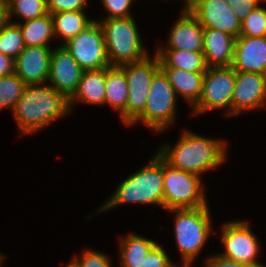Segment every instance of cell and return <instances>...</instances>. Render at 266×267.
Instances as JSON below:
<instances>
[{
    "label": "cell",
    "mask_w": 266,
    "mask_h": 267,
    "mask_svg": "<svg viewBox=\"0 0 266 267\" xmlns=\"http://www.w3.org/2000/svg\"><path fill=\"white\" fill-rule=\"evenodd\" d=\"M12 73H14V59L0 53V77H5Z\"/></svg>",
    "instance_id": "d590c367"
},
{
    "label": "cell",
    "mask_w": 266,
    "mask_h": 267,
    "mask_svg": "<svg viewBox=\"0 0 266 267\" xmlns=\"http://www.w3.org/2000/svg\"><path fill=\"white\" fill-rule=\"evenodd\" d=\"M205 267H252V266L238 261L226 259L218 254L206 258Z\"/></svg>",
    "instance_id": "e575fe53"
},
{
    "label": "cell",
    "mask_w": 266,
    "mask_h": 267,
    "mask_svg": "<svg viewBox=\"0 0 266 267\" xmlns=\"http://www.w3.org/2000/svg\"><path fill=\"white\" fill-rule=\"evenodd\" d=\"M141 267H178L174 264L169 255L158 243L151 249L149 254L146 256Z\"/></svg>",
    "instance_id": "4dcf8cb0"
},
{
    "label": "cell",
    "mask_w": 266,
    "mask_h": 267,
    "mask_svg": "<svg viewBox=\"0 0 266 267\" xmlns=\"http://www.w3.org/2000/svg\"><path fill=\"white\" fill-rule=\"evenodd\" d=\"M185 8L183 10H190L196 3L198 0H185Z\"/></svg>",
    "instance_id": "74e56055"
},
{
    "label": "cell",
    "mask_w": 266,
    "mask_h": 267,
    "mask_svg": "<svg viewBox=\"0 0 266 267\" xmlns=\"http://www.w3.org/2000/svg\"><path fill=\"white\" fill-rule=\"evenodd\" d=\"M4 255H2L1 253H0V267H2L1 265H2V261H3V259H4V257H3Z\"/></svg>",
    "instance_id": "f35d334b"
},
{
    "label": "cell",
    "mask_w": 266,
    "mask_h": 267,
    "mask_svg": "<svg viewBox=\"0 0 266 267\" xmlns=\"http://www.w3.org/2000/svg\"><path fill=\"white\" fill-rule=\"evenodd\" d=\"M98 23L104 34L107 57L111 66L137 62L148 56L132 16L104 19Z\"/></svg>",
    "instance_id": "277c9868"
},
{
    "label": "cell",
    "mask_w": 266,
    "mask_h": 267,
    "mask_svg": "<svg viewBox=\"0 0 266 267\" xmlns=\"http://www.w3.org/2000/svg\"><path fill=\"white\" fill-rule=\"evenodd\" d=\"M203 28H212L239 37L241 22L226 0H198L189 10Z\"/></svg>",
    "instance_id": "5bb4252c"
},
{
    "label": "cell",
    "mask_w": 266,
    "mask_h": 267,
    "mask_svg": "<svg viewBox=\"0 0 266 267\" xmlns=\"http://www.w3.org/2000/svg\"><path fill=\"white\" fill-rule=\"evenodd\" d=\"M169 79L176 94H180L194 106L202 93L205 72H190L177 68H161Z\"/></svg>",
    "instance_id": "ffe728a7"
},
{
    "label": "cell",
    "mask_w": 266,
    "mask_h": 267,
    "mask_svg": "<svg viewBox=\"0 0 266 267\" xmlns=\"http://www.w3.org/2000/svg\"><path fill=\"white\" fill-rule=\"evenodd\" d=\"M19 25L25 46H49L48 41L54 37L53 18L50 13L20 22Z\"/></svg>",
    "instance_id": "cb8c5ba5"
},
{
    "label": "cell",
    "mask_w": 266,
    "mask_h": 267,
    "mask_svg": "<svg viewBox=\"0 0 266 267\" xmlns=\"http://www.w3.org/2000/svg\"><path fill=\"white\" fill-rule=\"evenodd\" d=\"M266 107V75L235 71L232 115Z\"/></svg>",
    "instance_id": "7c38bea8"
},
{
    "label": "cell",
    "mask_w": 266,
    "mask_h": 267,
    "mask_svg": "<svg viewBox=\"0 0 266 267\" xmlns=\"http://www.w3.org/2000/svg\"><path fill=\"white\" fill-rule=\"evenodd\" d=\"M175 213V238L183 260V267L199 255L211 234L212 221L208 206L166 210Z\"/></svg>",
    "instance_id": "5b68a950"
},
{
    "label": "cell",
    "mask_w": 266,
    "mask_h": 267,
    "mask_svg": "<svg viewBox=\"0 0 266 267\" xmlns=\"http://www.w3.org/2000/svg\"><path fill=\"white\" fill-rule=\"evenodd\" d=\"M66 267H76L73 263H72V261L69 263V264H67V266Z\"/></svg>",
    "instance_id": "ab89813d"
},
{
    "label": "cell",
    "mask_w": 266,
    "mask_h": 267,
    "mask_svg": "<svg viewBox=\"0 0 266 267\" xmlns=\"http://www.w3.org/2000/svg\"><path fill=\"white\" fill-rule=\"evenodd\" d=\"M104 104L105 101V68L84 70L76 92L69 99V108L74 102Z\"/></svg>",
    "instance_id": "d6986e66"
},
{
    "label": "cell",
    "mask_w": 266,
    "mask_h": 267,
    "mask_svg": "<svg viewBox=\"0 0 266 267\" xmlns=\"http://www.w3.org/2000/svg\"><path fill=\"white\" fill-rule=\"evenodd\" d=\"M234 84L235 70L232 66L207 67L202 93L198 102L193 106L192 115L228 107L225 115L232 116Z\"/></svg>",
    "instance_id": "9c48e42d"
},
{
    "label": "cell",
    "mask_w": 266,
    "mask_h": 267,
    "mask_svg": "<svg viewBox=\"0 0 266 267\" xmlns=\"http://www.w3.org/2000/svg\"><path fill=\"white\" fill-rule=\"evenodd\" d=\"M177 98L167 75L160 68L151 80L143 112L130 125L140 121L155 132L164 131L174 122Z\"/></svg>",
    "instance_id": "8992f818"
},
{
    "label": "cell",
    "mask_w": 266,
    "mask_h": 267,
    "mask_svg": "<svg viewBox=\"0 0 266 267\" xmlns=\"http://www.w3.org/2000/svg\"><path fill=\"white\" fill-rule=\"evenodd\" d=\"M63 46L83 70H98L111 66L107 57L104 34L97 20Z\"/></svg>",
    "instance_id": "30bf717a"
},
{
    "label": "cell",
    "mask_w": 266,
    "mask_h": 267,
    "mask_svg": "<svg viewBox=\"0 0 266 267\" xmlns=\"http://www.w3.org/2000/svg\"><path fill=\"white\" fill-rule=\"evenodd\" d=\"M257 240L247 221H230L223 224L221 229V242L225 251L219 255L252 267H265L256 260L260 249Z\"/></svg>",
    "instance_id": "8fae6325"
},
{
    "label": "cell",
    "mask_w": 266,
    "mask_h": 267,
    "mask_svg": "<svg viewBox=\"0 0 266 267\" xmlns=\"http://www.w3.org/2000/svg\"><path fill=\"white\" fill-rule=\"evenodd\" d=\"M8 5L9 22L11 17L18 15L24 21L47 14L46 0H6Z\"/></svg>",
    "instance_id": "4316f807"
},
{
    "label": "cell",
    "mask_w": 266,
    "mask_h": 267,
    "mask_svg": "<svg viewBox=\"0 0 266 267\" xmlns=\"http://www.w3.org/2000/svg\"><path fill=\"white\" fill-rule=\"evenodd\" d=\"M51 15L53 18L54 36L64 38L65 43L95 21L88 19L84 11L58 12Z\"/></svg>",
    "instance_id": "d4e9b609"
},
{
    "label": "cell",
    "mask_w": 266,
    "mask_h": 267,
    "mask_svg": "<svg viewBox=\"0 0 266 267\" xmlns=\"http://www.w3.org/2000/svg\"><path fill=\"white\" fill-rule=\"evenodd\" d=\"M105 9L109 12V15L105 19L109 18H121L131 16L130 6L132 0H101Z\"/></svg>",
    "instance_id": "d6a6232c"
},
{
    "label": "cell",
    "mask_w": 266,
    "mask_h": 267,
    "mask_svg": "<svg viewBox=\"0 0 266 267\" xmlns=\"http://www.w3.org/2000/svg\"><path fill=\"white\" fill-rule=\"evenodd\" d=\"M9 23L8 5L6 0H0V32Z\"/></svg>",
    "instance_id": "8d00e7d4"
},
{
    "label": "cell",
    "mask_w": 266,
    "mask_h": 267,
    "mask_svg": "<svg viewBox=\"0 0 266 267\" xmlns=\"http://www.w3.org/2000/svg\"><path fill=\"white\" fill-rule=\"evenodd\" d=\"M88 0H46L50 14L58 12L84 11Z\"/></svg>",
    "instance_id": "1f68e13d"
},
{
    "label": "cell",
    "mask_w": 266,
    "mask_h": 267,
    "mask_svg": "<svg viewBox=\"0 0 266 267\" xmlns=\"http://www.w3.org/2000/svg\"><path fill=\"white\" fill-rule=\"evenodd\" d=\"M119 240L121 267H141L146 256L157 244L156 241L137 234H129Z\"/></svg>",
    "instance_id": "603a6c76"
},
{
    "label": "cell",
    "mask_w": 266,
    "mask_h": 267,
    "mask_svg": "<svg viewBox=\"0 0 266 267\" xmlns=\"http://www.w3.org/2000/svg\"><path fill=\"white\" fill-rule=\"evenodd\" d=\"M83 71L63 45L51 51L48 81L68 100L76 92Z\"/></svg>",
    "instance_id": "4fadbf2b"
},
{
    "label": "cell",
    "mask_w": 266,
    "mask_h": 267,
    "mask_svg": "<svg viewBox=\"0 0 266 267\" xmlns=\"http://www.w3.org/2000/svg\"><path fill=\"white\" fill-rule=\"evenodd\" d=\"M232 67L235 71L266 75V36L237 37Z\"/></svg>",
    "instance_id": "2e32d148"
},
{
    "label": "cell",
    "mask_w": 266,
    "mask_h": 267,
    "mask_svg": "<svg viewBox=\"0 0 266 267\" xmlns=\"http://www.w3.org/2000/svg\"><path fill=\"white\" fill-rule=\"evenodd\" d=\"M236 38L220 30L204 28L203 54L207 67L232 66Z\"/></svg>",
    "instance_id": "ac0fdd59"
},
{
    "label": "cell",
    "mask_w": 266,
    "mask_h": 267,
    "mask_svg": "<svg viewBox=\"0 0 266 267\" xmlns=\"http://www.w3.org/2000/svg\"><path fill=\"white\" fill-rule=\"evenodd\" d=\"M160 68H177L190 72H206L207 65L203 52L178 49H158Z\"/></svg>",
    "instance_id": "44dd1931"
},
{
    "label": "cell",
    "mask_w": 266,
    "mask_h": 267,
    "mask_svg": "<svg viewBox=\"0 0 266 267\" xmlns=\"http://www.w3.org/2000/svg\"><path fill=\"white\" fill-rule=\"evenodd\" d=\"M128 100V85L125 72L120 66L105 68V101L120 115L126 110Z\"/></svg>",
    "instance_id": "7402d4cb"
},
{
    "label": "cell",
    "mask_w": 266,
    "mask_h": 267,
    "mask_svg": "<svg viewBox=\"0 0 266 267\" xmlns=\"http://www.w3.org/2000/svg\"><path fill=\"white\" fill-rule=\"evenodd\" d=\"M239 36H266V9L257 6L241 23Z\"/></svg>",
    "instance_id": "f1b7e54d"
},
{
    "label": "cell",
    "mask_w": 266,
    "mask_h": 267,
    "mask_svg": "<svg viewBox=\"0 0 266 267\" xmlns=\"http://www.w3.org/2000/svg\"><path fill=\"white\" fill-rule=\"evenodd\" d=\"M26 85L15 72L0 77V109L9 107L13 111Z\"/></svg>",
    "instance_id": "484cf974"
},
{
    "label": "cell",
    "mask_w": 266,
    "mask_h": 267,
    "mask_svg": "<svg viewBox=\"0 0 266 267\" xmlns=\"http://www.w3.org/2000/svg\"><path fill=\"white\" fill-rule=\"evenodd\" d=\"M71 261L76 267H112L107 255L93 250H85L81 258L75 256Z\"/></svg>",
    "instance_id": "f546056e"
},
{
    "label": "cell",
    "mask_w": 266,
    "mask_h": 267,
    "mask_svg": "<svg viewBox=\"0 0 266 267\" xmlns=\"http://www.w3.org/2000/svg\"><path fill=\"white\" fill-rule=\"evenodd\" d=\"M69 100L49 85H26L13 115L20 134L39 131L60 117L70 113Z\"/></svg>",
    "instance_id": "7a4b0ae2"
},
{
    "label": "cell",
    "mask_w": 266,
    "mask_h": 267,
    "mask_svg": "<svg viewBox=\"0 0 266 267\" xmlns=\"http://www.w3.org/2000/svg\"><path fill=\"white\" fill-rule=\"evenodd\" d=\"M51 48L25 46L14 59V72L27 84H45L49 77Z\"/></svg>",
    "instance_id": "9a60e30c"
},
{
    "label": "cell",
    "mask_w": 266,
    "mask_h": 267,
    "mask_svg": "<svg viewBox=\"0 0 266 267\" xmlns=\"http://www.w3.org/2000/svg\"><path fill=\"white\" fill-rule=\"evenodd\" d=\"M24 48L19 25L10 21L0 32V53L15 59Z\"/></svg>",
    "instance_id": "83f0119b"
},
{
    "label": "cell",
    "mask_w": 266,
    "mask_h": 267,
    "mask_svg": "<svg viewBox=\"0 0 266 267\" xmlns=\"http://www.w3.org/2000/svg\"><path fill=\"white\" fill-rule=\"evenodd\" d=\"M172 148L161 147L157 153L171 167L201 176L207 170L220 166L226 160V143L185 130Z\"/></svg>",
    "instance_id": "6da1fadb"
},
{
    "label": "cell",
    "mask_w": 266,
    "mask_h": 267,
    "mask_svg": "<svg viewBox=\"0 0 266 267\" xmlns=\"http://www.w3.org/2000/svg\"><path fill=\"white\" fill-rule=\"evenodd\" d=\"M125 72L128 85L126 110L120 115L126 125H130L144 110L151 80L160 69L157 54L151 59L148 55L143 60L120 66Z\"/></svg>",
    "instance_id": "ba28073f"
},
{
    "label": "cell",
    "mask_w": 266,
    "mask_h": 267,
    "mask_svg": "<svg viewBox=\"0 0 266 267\" xmlns=\"http://www.w3.org/2000/svg\"><path fill=\"white\" fill-rule=\"evenodd\" d=\"M200 176L171 167L163 160V209L208 206Z\"/></svg>",
    "instance_id": "52a82bcc"
},
{
    "label": "cell",
    "mask_w": 266,
    "mask_h": 267,
    "mask_svg": "<svg viewBox=\"0 0 266 267\" xmlns=\"http://www.w3.org/2000/svg\"><path fill=\"white\" fill-rule=\"evenodd\" d=\"M170 30L166 48L157 49L203 52L204 28L189 10H182V15Z\"/></svg>",
    "instance_id": "e0dca14e"
},
{
    "label": "cell",
    "mask_w": 266,
    "mask_h": 267,
    "mask_svg": "<svg viewBox=\"0 0 266 267\" xmlns=\"http://www.w3.org/2000/svg\"><path fill=\"white\" fill-rule=\"evenodd\" d=\"M163 188V159L156 154L146 166L123 180L99 211L131 202L163 208Z\"/></svg>",
    "instance_id": "3957f363"
},
{
    "label": "cell",
    "mask_w": 266,
    "mask_h": 267,
    "mask_svg": "<svg viewBox=\"0 0 266 267\" xmlns=\"http://www.w3.org/2000/svg\"><path fill=\"white\" fill-rule=\"evenodd\" d=\"M261 0H226L233 9V14L242 21L257 7ZM263 1V0H262Z\"/></svg>",
    "instance_id": "836d02e7"
}]
</instances>
